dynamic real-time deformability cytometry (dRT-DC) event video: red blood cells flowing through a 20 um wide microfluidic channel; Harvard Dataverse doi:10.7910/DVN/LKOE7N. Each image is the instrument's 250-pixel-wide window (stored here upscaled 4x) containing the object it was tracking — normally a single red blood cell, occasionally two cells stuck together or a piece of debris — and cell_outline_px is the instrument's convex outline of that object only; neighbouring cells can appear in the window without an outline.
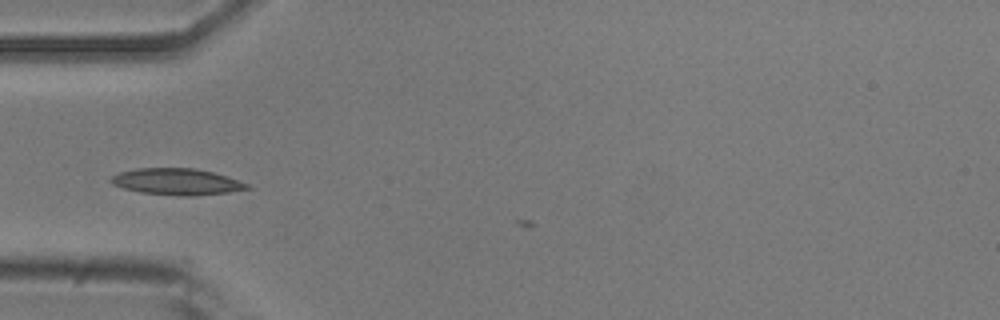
{"species": "common noctule bat (a hibernating species)", "species_latin": "Nyctalus noctula", "temperature_condition": "room temperature", "stored_images_in_passage": 6, "camera_frame_rate_fps": 3000, "um_per_image_px": 0.085, "animal": {"sex": "male", "body_mass_g": 20.5, "forearm_length_mm": 52.5}, "frame": {"image": 1, "passage_image": 5, "time_ms": 1.333, "image_size_px": [1000, 320], "cell_outline_px": [[252, 188], [228, 192], [196, 196], [180, 196], [140, 192], [124, 188], [112, 184], [108, 180], [112, 176], [120, 172], [136, 168], [192, 168], [212, 172], [248, 184]], "centroid_in_image_um": [14.98, 15.45], "position_along_channel_um": 70.0, "area_um2": 20.81}}